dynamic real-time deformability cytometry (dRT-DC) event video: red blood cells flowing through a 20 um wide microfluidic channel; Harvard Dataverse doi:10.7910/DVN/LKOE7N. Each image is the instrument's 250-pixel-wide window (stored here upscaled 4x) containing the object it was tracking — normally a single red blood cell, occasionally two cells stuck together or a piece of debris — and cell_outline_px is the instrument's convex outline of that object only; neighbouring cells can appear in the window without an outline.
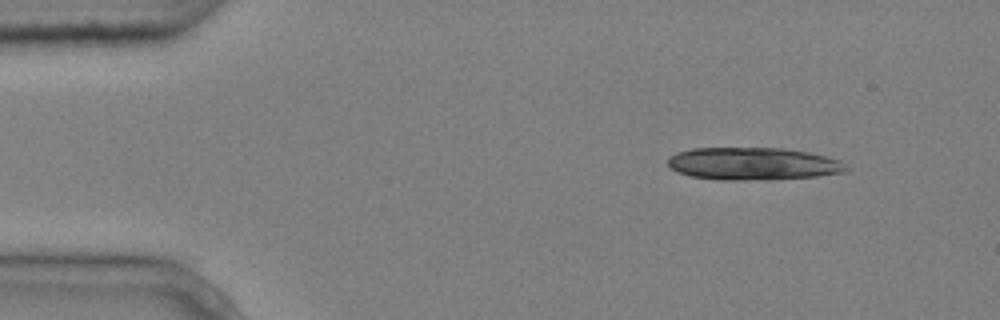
{"species": "common noctule bat (a hibernating species)", "species_latin": "Nyctalus noctula", "temperature_condition": "cold", "stored_images_in_passage": 8, "segment_of_instrument_passage": [1, 2], "camera_frame_rate_fps": 3000, "um_per_image_px": 0.085, "animal": {"sex": "male", "body_mass_g": 20.4}, "frame": {"image": 1, "passage_image": 1, "time_ms": 0.0, "image_size_px": [1000, 320], "cell_outline_px": [[848, 168], [844, 172], [816, 176], [768, 180], [716, 180], [688, 176], [676, 172], [668, 164], [668, 156], [676, 152], [692, 148], [784, 148], [808, 152], [840, 160]], "centroid_in_image_um": [63.95, 13.92], "position_along_channel_um": 21.1, "area_um2": 34.1}}